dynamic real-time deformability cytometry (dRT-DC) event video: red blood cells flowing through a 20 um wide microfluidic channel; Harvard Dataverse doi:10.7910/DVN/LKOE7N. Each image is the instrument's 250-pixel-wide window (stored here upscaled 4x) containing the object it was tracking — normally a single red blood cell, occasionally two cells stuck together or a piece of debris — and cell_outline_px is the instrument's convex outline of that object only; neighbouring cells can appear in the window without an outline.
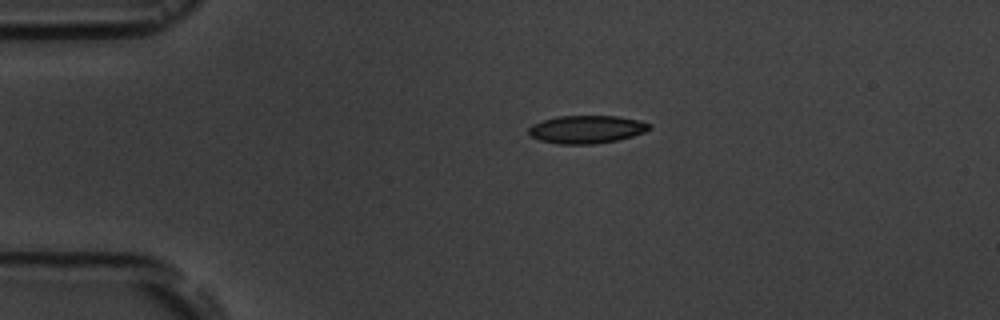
{"species": "common noctule bat (a hibernating species)", "species_latin": "Nyctalus noctula", "temperature_condition": "room temperature", "stored_images_in_passage": 2, "camera_frame_rate_fps": 3000, "um_per_image_px": 0.085, "animal": {"sex": "male", "body_mass_g": 19.5, "forearm_length_mm": 54.6}, "frame": {"image": 1, "passage_image": 1, "time_ms": 0.0, "image_size_px": [1000, 320], "cell_outline_px": [[652, 128], [644, 132], [632, 136], [616, 140], [592, 144], [560, 144], [540, 140], [532, 136], [528, 132], [528, 128], [532, 124], [556, 116], [620, 116], [640, 120], [652, 124]], "centroid_in_image_um": [49.89, 10.98], "position_along_channel_um": 35.1, "area_um2": 19.65}}